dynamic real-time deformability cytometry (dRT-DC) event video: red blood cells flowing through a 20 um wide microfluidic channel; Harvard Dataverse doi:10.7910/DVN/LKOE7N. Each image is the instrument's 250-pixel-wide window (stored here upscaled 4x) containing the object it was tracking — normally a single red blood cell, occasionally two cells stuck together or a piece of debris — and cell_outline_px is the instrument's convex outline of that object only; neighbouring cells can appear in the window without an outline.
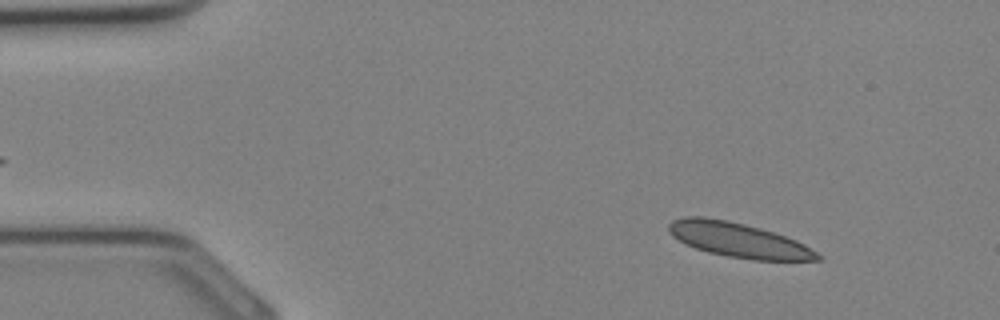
{"species": "Egyptian fruit bat (a non-hibernating species)", "species_latin": "Rousettus aegyptiacus", "temperature_condition": "cold", "stored_images_in_passage": 34, "camera_frame_rate_fps": 3000, "um_per_image_px": 0.085, "animal": {"sex": "female"}, "frame": {"image": 1, "passage_image": 4, "time_ms": 1.0, "image_size_px": [1000, 320], "cell_outline_px": [[820, 260], [752, 260], [728, 256], [708, 252], [696, 248], [672, 236], [668, 232], [668, 224], [672, 220], [684, 216], [704, 216], [728, 220], [760, 228], [796, 240], [804, 244], [816, 252], [820, 256]], "centroid_in_image_um": [62.73, 20.39], "position_along_channel_um": 22.3, "area_um2": 29.77}}
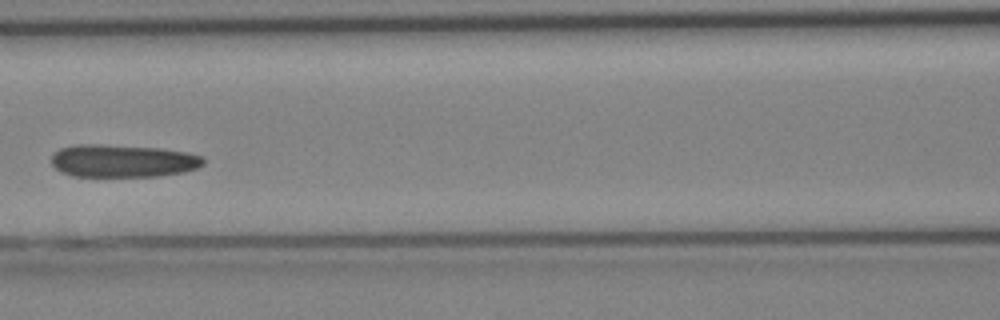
{"frame": {"image": 2, "passage_image": 15, "time_ms": 4.667, "image_size_px": [1000, 320], "cell_outline_px": [[204, 164], [196, 168], [184, 172], [156, 176], [72, 176], [60, 172], [52, 164], [52, 156], [60, 148], [76, 144], [100, 144], [160, 148], [188, 152], [204, 156]], "centroid_in_image_um": [10.45, 13.67], "position_along_channel_um": 156.2, "area_um2": 29.07}}
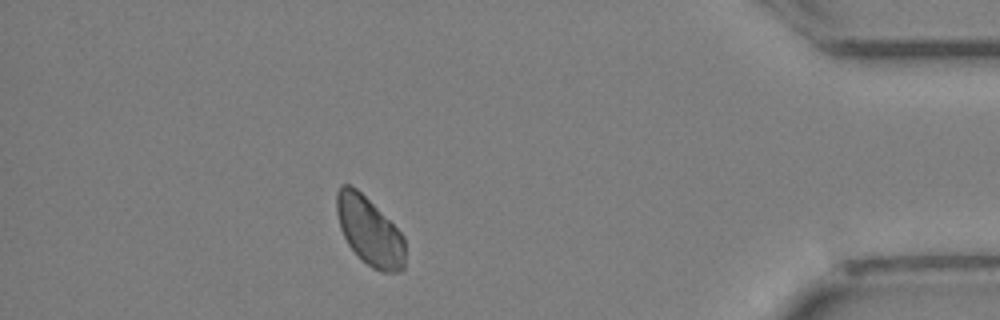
{"frame": {"image": 3, "passage_image": 30, "time_ms": 9.667, "image_size_px": [1000, 320], "cell_outline_px": [[404, 268], [400, 272], [380, 272], [372, 268], [348, 244], [340, 228], [336, 212], [336, 192], [340, 184], [348, 184], [356, 188], [404, 236]], "centroid_in_image_um": [31.38, 19.65], "position_along_channel_um": 403.8, "area_um2": 26.76}}